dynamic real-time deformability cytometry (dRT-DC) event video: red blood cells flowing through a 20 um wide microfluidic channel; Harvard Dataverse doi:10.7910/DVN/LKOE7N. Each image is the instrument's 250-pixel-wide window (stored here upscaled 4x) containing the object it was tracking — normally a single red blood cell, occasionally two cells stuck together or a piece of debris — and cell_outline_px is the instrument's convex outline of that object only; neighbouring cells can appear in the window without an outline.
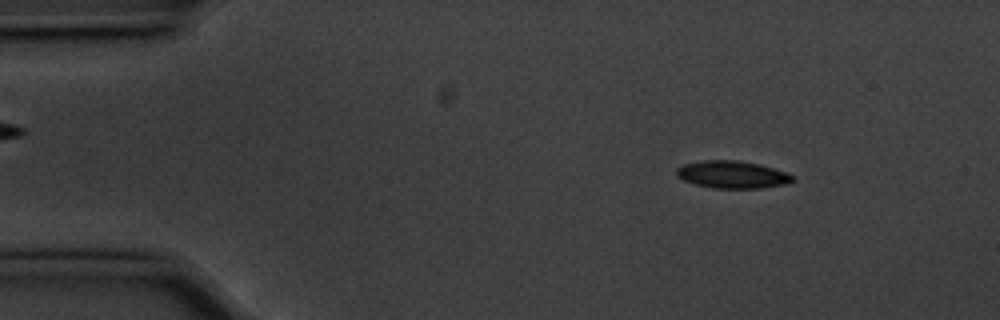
{"species": "common noctule bat (a hibernating species)", "species_latin": "Nyctalus noctula", "temperature_condition": "cold", "stored_images_in_passage": 55, "camera_frame_rate_fps": 3000, "um_per_image_px": 0.085, "animal": {"sex": "male", "body_mass_g": 20.1, "forearm_length_mm": 53.5}, "frame": {"image": 1, "passage_image": 7, "time_ms": 2.0, "image_size_px": [1000, 320], "cell_outline_px": [[796, 180], [788, 184], [760, 188], [712, 188], [696, 184], [684, 180], [676, 176], [676, 168], [684, 164], [700, 160], [740, 160], [760, 164], [788, 172], [796, 176]], "centroid_in_image_um": [62.3, 14.83], "position_along_channel_um": 22.7, "area_um2": 18.9}}
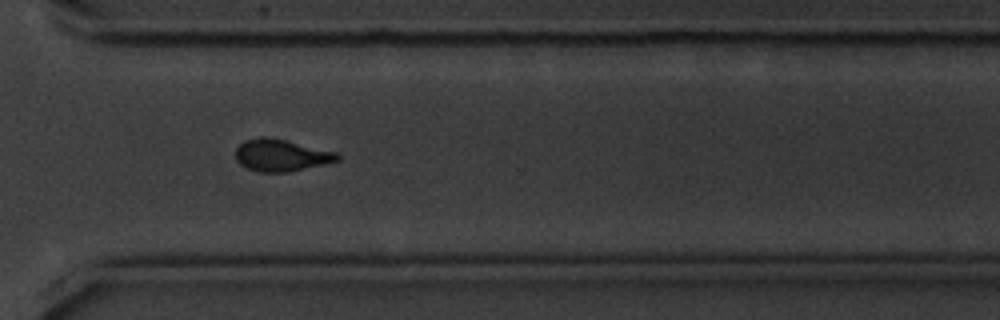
{"frame": {"image": 2, "passage_image": 40, "time_ms": 13.0, "image_size_px": [1000, 320], "cell_outline_px": [[340, 160], [288, 172], [260, 172], [248, 168], [240, 164], [236, 160], [236, 148], [244, 140], [284, 140], [340, 152]], "centroid_in_image_um": [23.96, 13.24], "position_along_channel_um": 346.6, "area_um2": 18.32}}
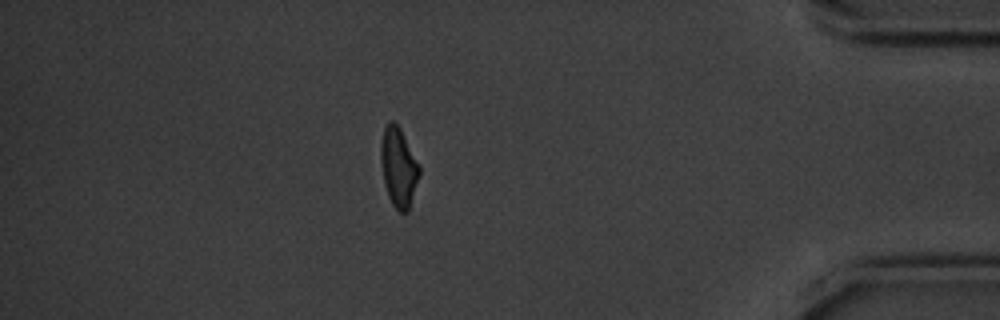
{"frame": {"image": 3, "passage_image": 48, "time_ms": 15.667, "image_size_px": [1000, 320], "cell_outline_px": [[420, 176], [408, 212], [400, 212], [392, 204], [388, 196], [384, 184], [380, 160], [380, 144], [384, 128], [388, 120], [392, 120], [400, 128], [420, 168]], "centroid_in_image_um": [33.86, 14.22], "position_along_channel_um": 401.3, "area_um2": 17.8}, "authors_computed_cell_mechanics": {"area_um2": 18.4382, "velocity_mm_per_s": 3.5713, "shape_relaxation_time_tau1_ms": 3.3416, "shape_relaxation_time_tau2_ms": 2.6982, "deformation_change_tau1": 0.1063, "deformation_change_tau2": 0.1033}}